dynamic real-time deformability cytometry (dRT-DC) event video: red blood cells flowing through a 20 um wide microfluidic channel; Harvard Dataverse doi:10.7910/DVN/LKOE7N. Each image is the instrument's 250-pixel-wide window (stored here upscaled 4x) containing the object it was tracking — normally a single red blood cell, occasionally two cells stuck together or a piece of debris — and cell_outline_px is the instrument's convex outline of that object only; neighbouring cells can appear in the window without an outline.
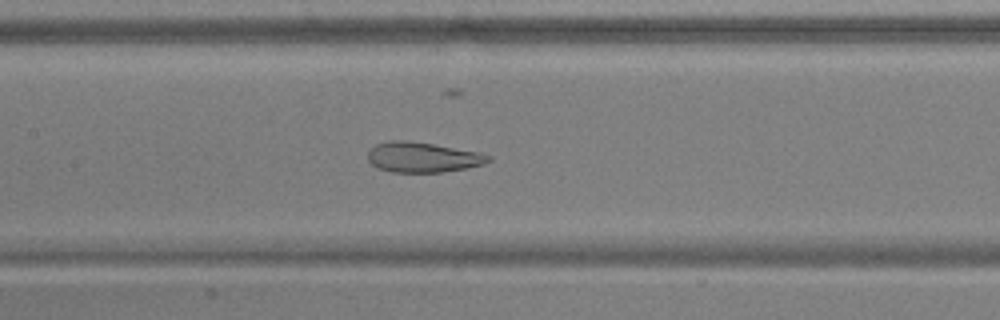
{"species": "common noctule bat (a hibernating species)", "species_latin": "Nyctalus noctula", "temperature_condition": "warm", "stored_images_in_passage": 53, "camera_frame_rate_fps": 3000, "um_per_image_px": 0.085, "animal": {"sex": "male", "body_mass_g": 17.9, "forearm_length_mm": 54.2}, "frame": {"image": 1, "passage_image": 25, "time_ms": 8.0, "image_size_px": [1000, 320], "cell_outline_px": [[492, 160], [484, 164], [468, 168], [440, 172], [392, 172], [380, 168], [372, 164], [368, 160], [368, 152], [376, 144], [392, 140], [404, 140], [432, 144], [480, 152], [492, 156]], "centroid_in_image_um": [35.97, 13.37], "position_along_channel_um": 171.4, "area_um2": 21.1}}
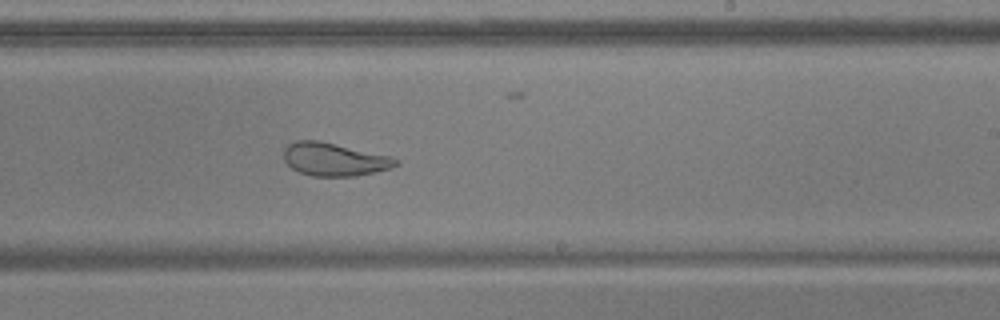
{"frame": {"image": 2, "passage_image": 32, "time_ms": 10.333, "image_size_px": [1000, 320], "cell_outline_px": [[400, 164], [392, 168], [356, 176], [312, 176], [300, 172], [292, 168], [284, 160], [284, 148], [288, 144], [296, 140], [320, 140], [388, 156], [400, 160]], "centroid_in_image_um": [28.41, 13.54], "position_along_channel_um": 260.6, "area_um2": 21.56}}
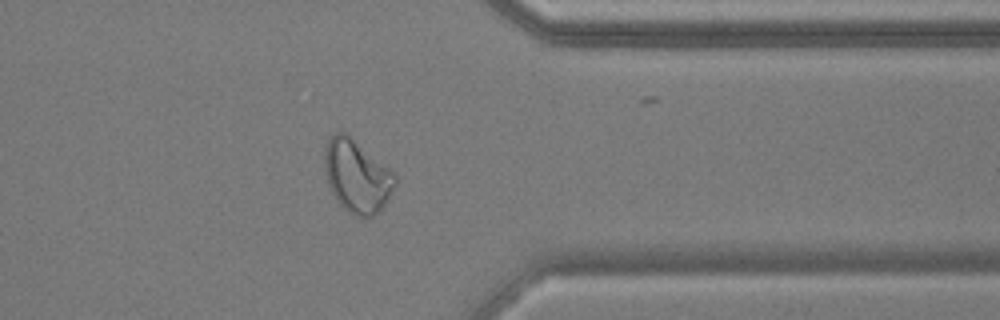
{"frame": {"image": 3, "passage_image": 42, "time_ms": 13.667, "image_size_px": [1000, 320], "cell_outline_px": [[396, 184], [380, 212], [372, 216], [356, 216], [348, 212], [340, 204], [332, 192], [328, 184], [324, 168], [324, 148], [328, 140], [336, 132], [344, 132], [388, 168], [396, 176]], "centroid_in_image_um": [30.31, 14.99], "position_along_channel_um": 381.1, "area_um2": 29.3}, "authors_computed_cell_mechanics": {"area_um2": 29.5358, "velocity_mm_per_s": 3.8379, "shape_relaxation_time_tau1_ms": null, "shape_relaxation_time_tau2_ms": 1.0825, "deformation_change_tau1": null, "deformation_change_tau2": 0.0807}}